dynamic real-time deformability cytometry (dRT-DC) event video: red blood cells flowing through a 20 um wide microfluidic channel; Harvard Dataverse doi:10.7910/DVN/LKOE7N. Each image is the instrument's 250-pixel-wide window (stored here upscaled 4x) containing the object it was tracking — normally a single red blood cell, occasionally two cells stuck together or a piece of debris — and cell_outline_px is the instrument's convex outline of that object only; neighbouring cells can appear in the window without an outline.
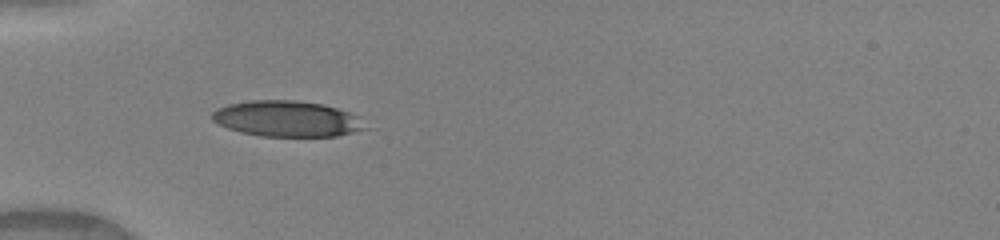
{"species": "human", "species_latin": "Homo sapiens", "temperature_condition": "warm", "stored_images_in_passage": 34, "camera_frame_rate_fps": 3000, "um_per_image_px": 0.085, "donor": {"sex": "female"}, "frame": {"image": 1, "passage_image": 1, "time_ms": 0.0, "image_size_px": [1000, 240], "cell_outline_px": [[372, 128], [336, 136], [260, 136], [240, 132], [228, 128], [212, 120], [212, 112], [216, 108], [228, 104], [252, 100], [296, 100], [324, 104], [360, 116]], "centroid_in_image_um": [24.46, 10.09], "position_along_channel_um": 60.5, "area_um2": 32.31}}
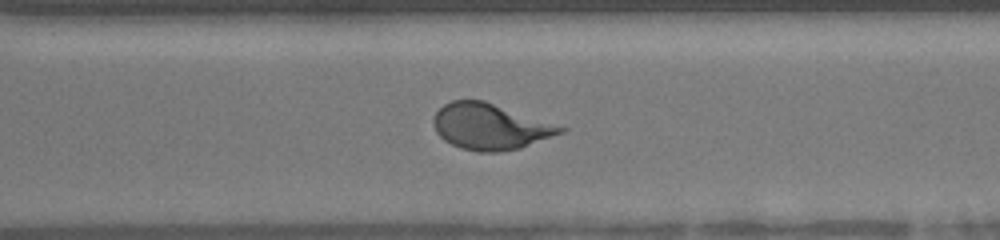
{"frame": {"image": 2, "passage_image": 21, "time_ms": 6.667, "image_size_px": [1000, 240], "cell_outline_px": [[568, 128], [564, 132], [520, 148], [496, 152], [480, 152], [460, 148], [444, 140], [436, 132], [432, 124], [432, 120], [436, 112], [444, 104], [452, 100], [484, 100]], "centroid_in_image_um": [41.64, 10.76], "position_along_channel_um": 329.0, "area_um2": 33.93}}
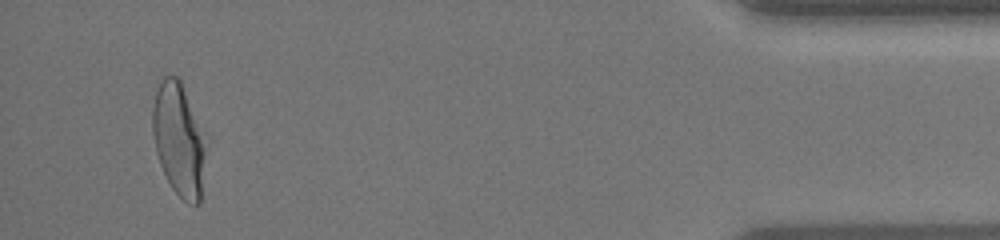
{"frame": {"image": 3, "passage_image": 32, "time_ms": 10.333, "image_size_px": [1000, 240], "cell_outline_px": [[208, 144], [200, 204], [188, 204], [172, 188], [160, 164], [156, 152], [152, 132], [152, 108], [156, 92], [160, 80], [164, 76], [176, 76], [180, 80], [208, 140]], "centroid_in_image_um": [15.23, 11.88], "position_along_channel_um": 420.0, "area_um2": 35.6}, "authors_computed_cell_mechanics": {"area_um2": 34.1887, "velocity_mm_per_s": 4.1363, "shape_relaxation_time_tau1_ms": 3.9872, "shape_relaxation_time_tau2_ms": null, "deformation_change_tau1": 0.2089, "deformation_change_tau2": null}}